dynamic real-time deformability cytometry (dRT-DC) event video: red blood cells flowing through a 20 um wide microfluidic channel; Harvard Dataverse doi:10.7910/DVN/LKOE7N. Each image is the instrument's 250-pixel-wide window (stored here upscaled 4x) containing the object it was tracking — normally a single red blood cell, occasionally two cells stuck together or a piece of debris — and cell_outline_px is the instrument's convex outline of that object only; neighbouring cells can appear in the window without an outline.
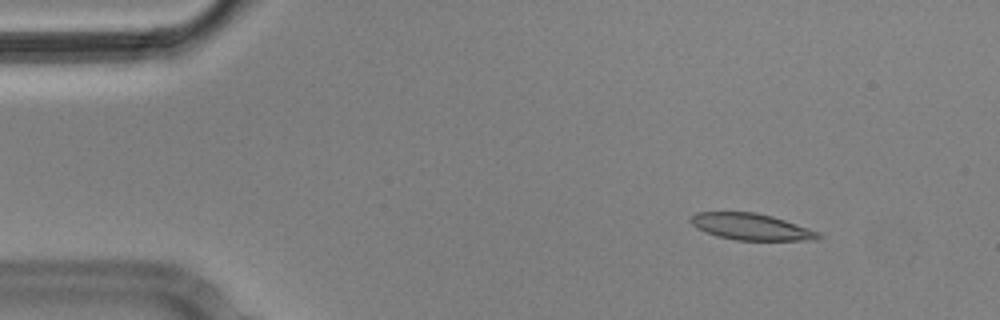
{"species": "Egyptian fruit bat (a non-hibernating species)", "species_latin": "Rousettus aegyptiacus", "temperature_condition": "cold", "stored_images_in_passage": 8, "camera_frame_rate_fps": 3000, "um_per_image_px": 0.085, "animal": {"sex": "male"}, "frame": {"image": 1, "passage_image": 1, "time_ms": 0.0, "image_size_px": [1000, 320], "cell_outline_px": [[824, 236], [816, 240], [736, 240], [716, 236], [704, 232], [696, 228], [688, 220], [696, 212], [752, 212], [772, 216], [820, 232]], "centroid_in_image_um": [63.83, 19.28], "position_along_channel_um": 21.2, "area_um2": 19.77}}
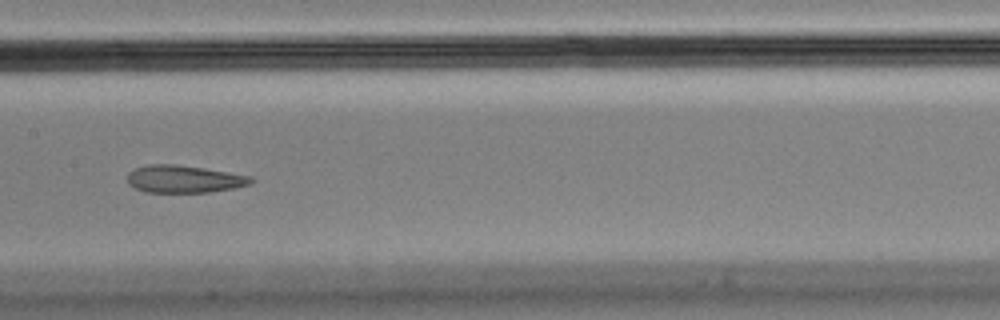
{"frame": {"image": 2, "passage_image": 7, "time_ms": 2.0, "image_size_px": [1000, 320], "cell_outline_px": [[256, 180], [252, 184], [236, 188], [208, 192], [144, 192], [128, 184], [128, 172], [136, 168], [148, 164], [176, 164], [204, 168], [252, 176]], "centroid_in_image_um": [15.69, 15.22], "position_along_channel_um": 191.7, "area_um2": 19.94}}
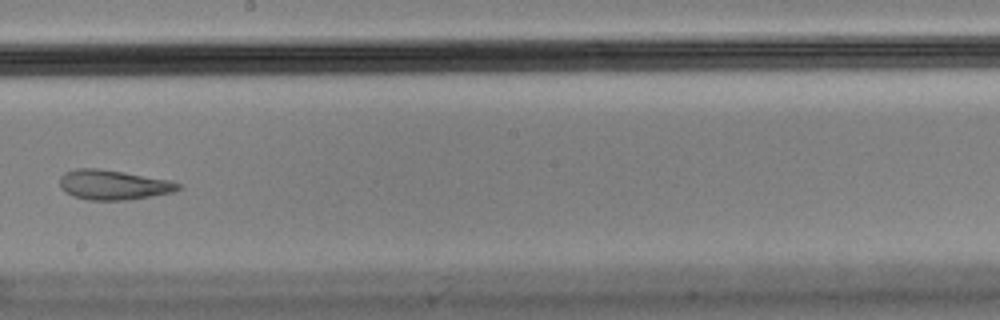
{"frame": {"image": 3, "passage_image": 8, "time_ms": 2.333, "image_size_px": [1000, 320], "cell_outline_px": [[180, 188], [172, 192], [124, 200], [88, 200], [72, 196], [64, 192], [60, 188], [60, 176], [64, 172], [76, 168], [96, 168], [168, 180], [180, 184]], "centroid_in_image_um": [9.53, 15.71], "position_along_channel_um": 238.7, "area_um2": 20.23}}